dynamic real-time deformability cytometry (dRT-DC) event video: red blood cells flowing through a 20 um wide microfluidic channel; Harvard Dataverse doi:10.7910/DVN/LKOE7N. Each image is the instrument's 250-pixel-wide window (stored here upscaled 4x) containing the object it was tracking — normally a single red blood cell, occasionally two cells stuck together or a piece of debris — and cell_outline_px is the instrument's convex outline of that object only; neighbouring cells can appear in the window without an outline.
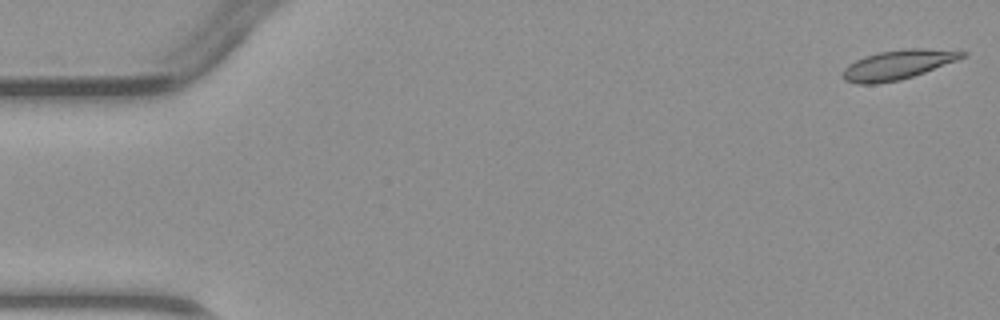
{"species": "common noctule bat (a hibernating species)", "species_latin": "Nyctalus noctula", "temperature_condition": "warm", "stored_images_in_passage": 5, "camera_frame_rate_fps": 3000, "um_per_image_px": 0.085, "animal": {"sex": "male", "body_mass_g": 23.1, "forearm_length_mm": 52.7}, "frame": {"image": 1, "passage_image": 1, "time_ms": 0.0, "image_size_px": [1000, 320], "cell_outline_px": [[968, 52], [964, 56], [956, 60], [924, 72], [900, 80], [876, 84], [856, 84], [844, 80], [844, 68], [848, 64], [864, 56], [880, 52], [908, 48], [924, 48]], "centroid_in_image_um": [76.27, 5.5], "position_along_channel_um": 8.7, "area_um2": 20.17}}
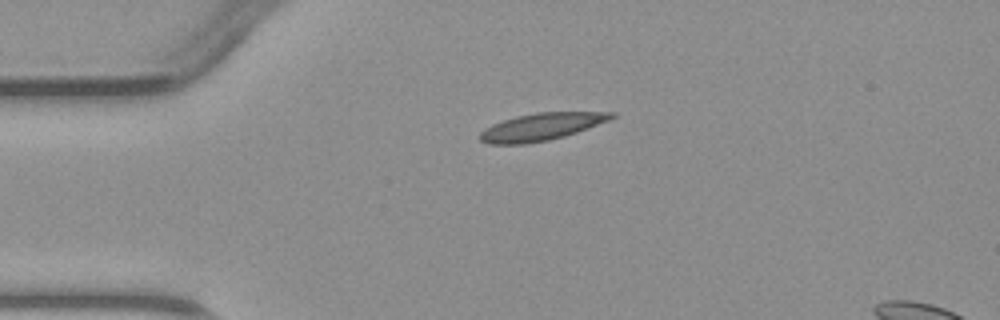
{"frame": {"image": 2, "passage_image": 4, "time_ms": 3.333, "image_size_px": [1000, 320], "cell_outline_px": [[616, 116], [608, 120], [576, 132], [564, 136], [548, 140], [524, 144], [488, 144], [480, 140], [480, 132], [484, 128], [492, 124], [516, 116], [536, 112], [616, 112]], "centroid_in_image_um": [45.97, 10.77], "position_along_channel_um": 39.0, "area_um2": 20.75}}